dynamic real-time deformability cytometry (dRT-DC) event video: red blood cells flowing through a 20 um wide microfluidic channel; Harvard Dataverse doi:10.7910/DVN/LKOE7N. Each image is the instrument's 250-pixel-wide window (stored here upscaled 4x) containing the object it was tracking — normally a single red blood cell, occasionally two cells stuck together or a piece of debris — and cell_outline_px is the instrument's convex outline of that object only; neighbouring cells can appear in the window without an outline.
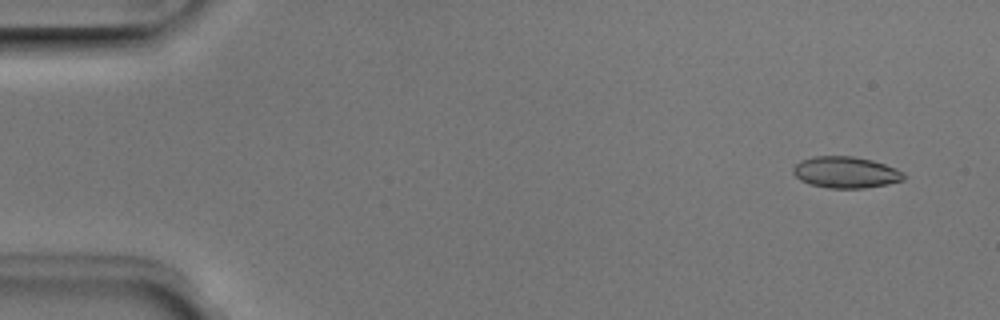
{"species": "Egyptian fruit bat (a non-hibernating species)", "species_latin": "Rousettus aegyptiacus", "temperature_condition": "room temperature", "stored_images_in_passage": 5, "camera_frame_rate_fps": 3000, "um_per_image_px": 0.085, "animal": {"sex": "male"}, "frame": {"image": 1, "passage_image": 1, "time_ms": 0.0, "image_size_px": [1000, 320], "cell_outline_px": [[904, 180], [888, 184], [864, 188], [828, 188], [808, 184], [800, 180], [792, 172], [792, 168], [800, 160], [812, 156], [852, 156], [872, 160], [884, 164], [904, 172]], "centroid_in_image_um": [71.85, 14.65], "position_along_channel_um": 13.1, "area_um2": 20.35}}
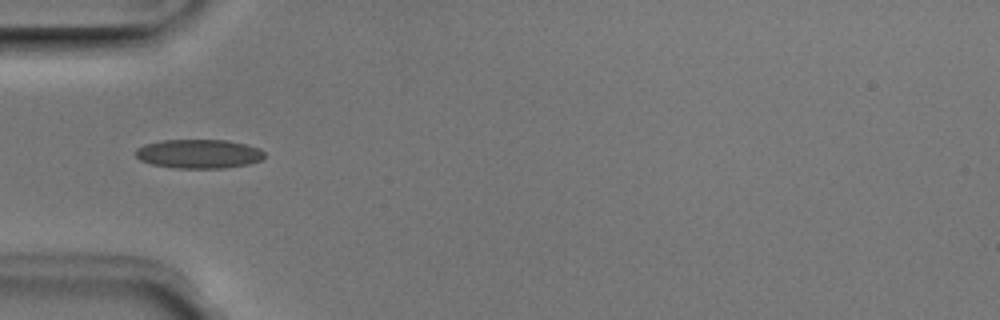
{"frame": {"image": 2, "passage_image": 4, "time_ms": 1.0, "image_size_px": [1000, 320], "cell_outline_px": [[264, 156], [260, 160], [248, 164], [224, 168], [176, 168], [152, 164], [140, 160], [136, 156], [136, 148], [144, 144], [160, 140], [228, 140], [248, 144], [260, 148], [264, 152]], "centroid_in_image_um": [16.9, 13.06], "position_along_channel_um": 68.1, "area_um2": 21.91}}